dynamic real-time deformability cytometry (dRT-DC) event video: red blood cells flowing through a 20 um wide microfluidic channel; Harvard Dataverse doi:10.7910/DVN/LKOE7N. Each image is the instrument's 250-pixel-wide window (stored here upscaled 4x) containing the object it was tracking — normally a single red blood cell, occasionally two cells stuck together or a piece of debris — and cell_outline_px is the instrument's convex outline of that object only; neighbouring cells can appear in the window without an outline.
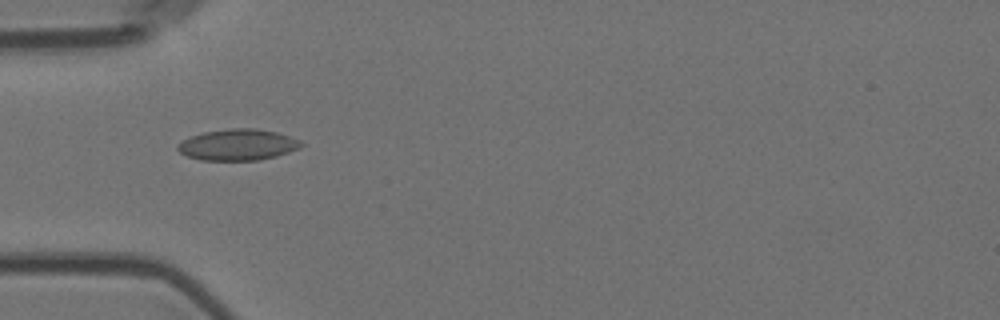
{"species": "Egyptian fruit bat (a non-hibernating species)", "species_latin": "Rousettus aegyptiacus", "temperature_condition": "room temperature", "stored_images_in_passage": 8, "camera_frame_rate_fps": 3000, "um_per_image_px": 0.085, "animal": {"sex": "female"}, "frame": {"image": 1, "passage_image": 1, "time_ms": 0.0, "image_size_px": [1000, 320], "cell_outline_px": [[304, 144], [300, 148], [276, 156], [260, 160], [200, 160], [188, 156], [180, 152], [176, 148], [176, 144], [192, 136], [204, 132], [228, 128], [256, 128], [276, 132], [300, 140]], "centroid_in_image_um": [20.22, 12.3], "position_along_channel_um": 64.8, "area_um2": 22.43}}
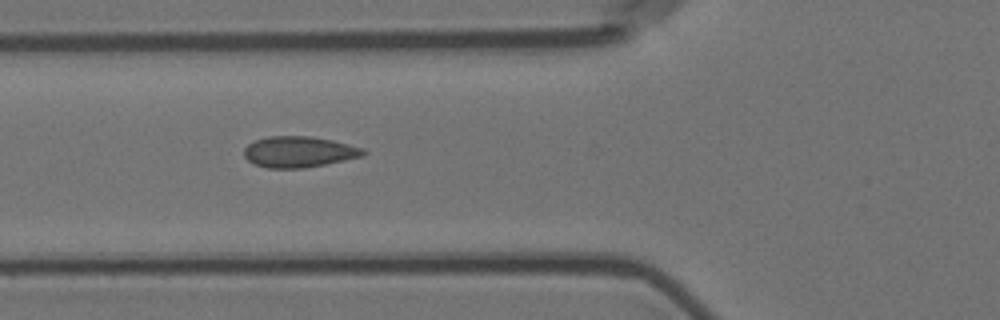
{"frame": {"image": 2, "passage_image": 4, "time_ms": 1.0, "image_size_px": [1000, 320], "cell_outline_px": [[368, 152], [364, 156], [304, 168], [268, 168], [256, 164], [248, 160], [244, 156], [244, 148], [248, 144], [256, 140], [268, 136], [312, 136], [332, 140], [364, 148]], "centroid_in_image_um": [25.43, 12.9], "position_along_channel_um": 100.4, "area_um2": 21.5}}
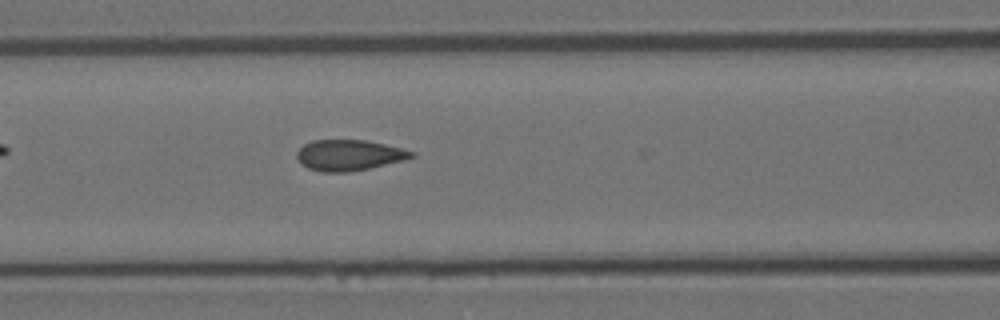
{"frame": {"image": 3, "passage_image": 7, "time_ms": 2.0, "image_size_px": [1000, 320], "cell_outline_px": [[416, 156], [404, 160], [368, 168], [348, 172], [320, 172], [308, 168], [300, 164], [296, 156], [296, 152], [304, 144], [312, 140], [364, 140], [384, 144], [416, 152]], "centroid_in_image_um": [29.64, 13.19], "position_along_channel_um": 137.0, "area_um2": 20.58}}